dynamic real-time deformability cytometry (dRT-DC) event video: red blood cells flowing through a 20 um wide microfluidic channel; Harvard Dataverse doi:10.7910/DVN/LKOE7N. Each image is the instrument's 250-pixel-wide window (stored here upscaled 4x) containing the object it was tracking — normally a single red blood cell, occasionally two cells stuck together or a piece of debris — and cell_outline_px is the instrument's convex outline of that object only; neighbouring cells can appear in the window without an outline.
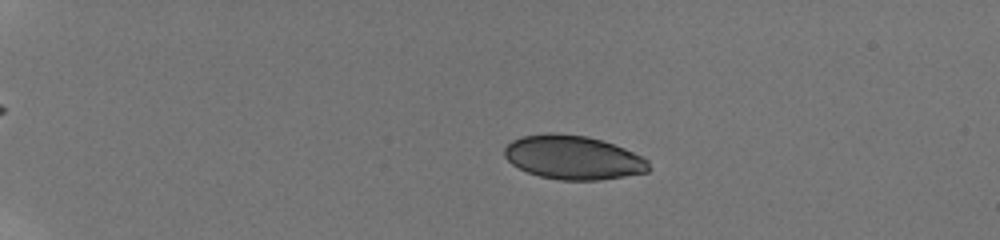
{"species": "human", "species_latin": "Homo sapiens", "temperature_condition": "room temperature", "stored_images_in_passage": 7, "camera_frame_rate_fps": 3000, "um_per_image_px": 0.085, "donor": {"sex": "male"}, "frame": {"image": 1, "passage_image": 4, "time_ms": 3.333, "image_size_px": [1000, 240], "cell_outline_px": [[652, 168], [648, 172], [600, 180], [560, 180], [540, 176], [528, 172], [512, 164], [504, 156], [504, 148], [512, 140], [520, 136], [552, 132], [556, 132], [588, 136], [624, 148], [644, 156], [648, 160]], "centroid_in_image_um": [48.74, 13.38], "position_along_channel_um": 36.3, "area_um2": 37.17}}
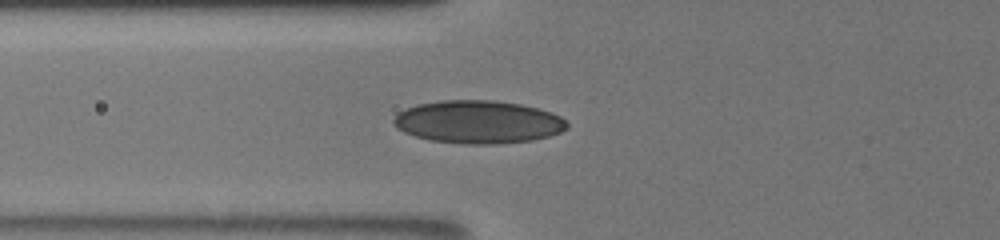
{"frame": {"image": 2, "passage_image": 7, "time_ms": 7.0, "image_size_px": [1000, 240], "cell_outline_px": [[568, 128], [560, 132], [548, 136], [532, 140], [496, 144], [460, 144], [432, 140], [416, 136], [404, 132], [392, 124], [392, 120], [400, 112], [408, 108], [420, 104], [444, 100], [492, 100], [520, 104], [552, 112], [560, 116], [568, 124]], "centroid_in_image_um": [40.66, 10.37], "position_along_channel_um": 85.1, "area_um2": 43.12}}